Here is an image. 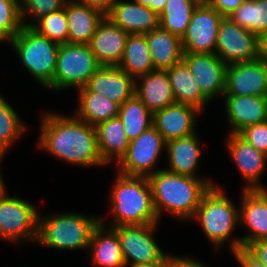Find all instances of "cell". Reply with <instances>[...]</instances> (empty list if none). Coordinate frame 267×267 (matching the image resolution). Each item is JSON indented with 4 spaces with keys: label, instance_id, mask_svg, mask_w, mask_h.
<instances>
[{
    "label": "cell",
    "instance_id": "6da1fadb",
    "mask_svg": "<svg viewBox=\"0 0 267 267\" xmlns=\"http://www.w3.org/2000/svg\"><path fill=\"white\" fill-rule=\"evenodd\" d=\"M37 147L75 167H106L97 144L95 126L73 115L47 112L41 115Z\"/></svg>",
    "mask_w": 267,
    "mask_h": 267
},
{
    "label": "cell",
    "instance_id": "7a4b0ae2",
    "mask_svg": "<svg viewBox=\"0 0 267 267\" xmlns=\"http://www.w3.org/2000/svg\"><path fill=\"white\" fill-rule=\"evenodd\" d=\"M147 178L159 221L164 212L172 215L178 222L190 220L204 194L216 184L211 178L174 174L164 168Z\"/></svg>",
    "mask_w": 267,
    "mask_h": 267
},
{
    "label": "cell",
    "instance_id": "3957f363",
    "mask_svg": "<svg viewBox=\"0 0 267 267\" xmlns=\"http://www.w3.org/2000/svg\"><path fill=\"white\" fill-rule=\"evenodd\" d=\"M108 201L113 221L100 222L108 227L159 223L154 209L149 180L144 176H128L116 170ZM107 223H109L107 225Z\"/></svg>",
    "mask_w": 267,
    "mask_h": 267
},
{
    "label": "cell",
    "instance_id": "277c9868",
    "mask_svg": "<svg viewBox=\"0 0 267 267\" xmlns=\"http://www.w3.org/2000/svg\"><path fill=\"white\" fill-rule=\"evenodd\" d=\"M192 220L199 221L203 234L216 250L226 242L231 252L241 248V237H232L239 226V206L227 197L218 184L211 186L204 194Z\"/></svg>",
    "mask_w": 267,
    "mask_h": 267
},
{
    "label": "cell",
    "instance_id": "5b68a950",
    "mask_svg": "<svg viewBox=\"0 0 267 267\" xmlns=\"http://www.w3.org/2000/svg\"><path fill=\"white\" fill-rule=\"evenodd\" d=\"M101 216L78 212L39 214L37 245L48 249L88 251L91 235Z\"/></svg>",
    "mask_w": 267,
    "mask_h": 267
},
{
    "label": "cell",
    "instance_id": "8992f818",
    "mask_svg": "<svg viewBox=\"0 0 267 267\" xmlns=\"http://www.w3.org/2000/svg\"><path fill=\"white\" fill-rule=\"evenodd\" d=\"M9 43L30 76L46 89L53 81L60 44L27 26Z\"/></svg>",
    "mask_w": 267,
    "mask_h": 267
},
{
    "label": "cell",
    "instance_id": "52a82bcc",
    "mask_svg": "<svg viewBox=\"0 0 267 267\" xmlns=\"http://www.w3.org/2000/svg\"><path fill=\"white\" fill-rule=\"evenodd\" d=\"M99 67L89 44H60L53 81L47 89L64 92L83 88Z\"/></svg>",
    "mask_w": 267,
    "mask_h": 267
},
{
    "label": "cell",
    "instance_id": "ba28073f",
    "mask_svg": "<svg viewBox=\"0 0 267 267\" xmlns=\"http://www.w3.org/2000/svg\"><path fill=\"white\" fill-rule=\"evenodd\" d=\"M39 214L35 204L20 196H11L6 190L0 195V240L18 246L22 242L36 244Z\"/></svg>",
    "mask_w": 267,
    "mask_h": 267
},
{
    "label": "cell",
    "instance_id": "9c48e42d",
    "mask_svg": "<svg viewBox=\"0 0 267 267\" xmlns=\"http://www.w3.org/2000/svg\"><path fill=\"white\" fill-rule=\"evenodd\" d=\"M165 149L166 141L155 127L151 126L129 142L127 152L116 164V169L124 175L148 177L161 170L155 166Z\"/></svg>",
    "mask_w": 267,
    "mask_h": 267
},
{
    "label": "cell",
    "instance_id": "30bf717a",
    "mask_svg": "<svg viewBox=\"0 0 267 267\" xmlns=\"http://www.w3.org/2000/svg\"><path fill=\"white\" fill-rule=\"evenodd\" d=\"M159 223L112 227L118 234L126 267L161 262L165 253L154 238Z\"/></svg>",
    "mask_w": 267,
    "mask_h": 267
},
{
    "label": "cell",
    "instance_id": "8fae6325",
    "mask_svg": "<svg viewBox=\"0 0 267 267\" xmlns=\"http://www.w3.org/2000/svg\"><path fill=\"white\" fill-rule=\"evenodd\" d=\"M215 54L226 65L256 60L258 36L224 17L218 28Z\"/></svg>",
    "mask_w": 267,
    "mask_h": 267
},
{
    "label": "cell",
    "instance_id": "7c38bea8",
    "mask_svg": "<svg viewBox=\"0 0 267 267\" xmlns=\"http://www.w3.org/2000/svg\"><path fill=\"white\" fill-rule=\"evenodd\" d=\"M223 18L206 0H202L181 39L183 52L215 53L218 28Z\"/></svg>",
    "mask_w": 267,
    "mask_h": 267
},
{
    "label": "cell",
    "instance_id": "4fadbf2b",
    "mask_svg": "<svg viewBox=\"0 0 267 267\" xmlns=\"http://www.w3.org/2000/svg\"><path fill=\"white\" fill-rule=\"evenodd\" d=\"M225 148L246 182L241 190L267 189L260 181L266 172L267 154L255 149L238 133H227Z\"/></svg>",
    "mask_w": 267,
    "mask_h": 267
},
{
    "label": "cell",
    "instance_id": "5bb4252c",
    "mask_svg": "<svg viewBox=\"0 0 267 267\" xmlns=\"http://www.w3.org/2000/svg\"><path fill=\"white\" fill-rule=\"evenodd\" d=\"M183 61L210 102L217 97L223 98L227 65L215 53H184Z\"/></svg>",
    "mask_w": 267,
    "mask_h": 267
},
{
    "label": "cell",
    "instance_id": "9a60e30c",
    "mask_svg": "<svg viewBox=\"0 0 267 267\" xmlns=\"http://www.w3.org/2000/svg\"><path fill=\"white\" fill-rule=\"evenodd\" d=\"M239 201V225L248 230L241 237V247L267 239V189L242 190Z\"/></svg>",
    "mask_w": 267,
    "mask_h": 267
},
{
    "label": "cell",
    "instance_id": "2e32d148",
    "mask_svg": "<svg viewBox=\"0 0 267 267\" xmlns=\"http://www.w3.org/2000/svg\"><path fill=\"white\" fill-rule=\"evenodd\" d=\"M78 92H92L122 105L135 94V79L118 66H100Z\"/></svg>",
    "mask_w": 267,
    "mask_h": 267
},
{
    "label": "cell",
    "instance_id": "e0dca14e",
    "mask_svg": "<svg viewBox=\"0 0 267 267\" xmlns=\"http://www.w3.org/2000/svg\"><path fill=\"white\" fill-rule=\"evenodd\" d=\"M202 111L182 103H174L153 113V126L167 142L196 133V121Z\"/></svg>",
    "mask_w": 267,
    "mask_h": 267
},
{
    "label": "cell",
    "instance_id": "ac0fdd59",
    "mask_svg": "<svg viewBox=\"0 0 267 267\" xmlns=\"http://www.w3.org/2000/svg\"><path fill=\"white\" fill-rule=\"evenodd\" d=\"M129 34L106 16L98 24L89 46L100 66H118Z\"/></svg>",
    "mask_w": 267,
    "mask_h": 267
},
{
    "label": "cell",
    "instance_id": "d6986e66",
    "mask_svg": "<svg viewBox=\"0 0 267 267\" xmlns=\"http://www.w3.org/2000/svg\"><path fill=\"white\" fill-rule=\"evenodd\" d=\"M223 102L228 133H239L245 127L267 121V97L224 95Z\"/></svg>",
    "mask_w": 267,
    "mask_h": 267
},
{
    "label": "cell",
    "instance_id": "ffe728a7",
    "mask_svg": "<svg viewBox=\"0 0 267 267\" xmlns=\"http://www.w3.org/2000/svg\"><path fill=\"white\" fill-rule=\"evenodd\" d=\"M224 95L267 97L263 61L256 59L227 65Z\"/></svg>",
    "mask_w": 267,
    "mask_h": 267
},
{
    "label": "cell",
    "instance_id": "44dd1931",
    "mask_svg": "<svg viewBox=\"0 0 267 267\" xmlns=\"http://www.w3.org/2000/svg\"><path fill=\"white\" fill-rule=\"evenodd\" d=\"M106 17L128 34H146L159 26V15L133 0H117Z\"/></svg>",
    "mask_w": 267,
    "mask_h": 267
},
{
    "label": "cell",
    "instance_id": "7402d4cb",
    "mask_svg": "<svg viewBox=\"0 0 267 267\" xmlns=\"http://www.w3.org/2000/svg\"><path fill=\"white\" fill-rule=\"evenodd\" d=\"M199 140L196 132L187 137L167 141L165 155L168 167L165 170L174 174L199 177L198 167L203 154Z\"/></svg>",
    "mask_w": 267,
    "mask_h": 267
},
{
    "label": "cell",
    "instance_id": "603a6c76",
    "mask_svg": "<svg viewBox=\"0 0 267 267\" xmlns=\"http://www.w3.org/2000/svg\"><path fill=\"white\" fill-rule=\"evenodd\" d=\"M135 95L152 113L175 103L168 73L163 70L136 78Z\"/></svg>",
    "mask_w": 267,
    "mask_h": 267
},
{
    "label": "cell",
    "instance_id": "cb8c5ba5",
    "mask_svg": "<svg viewBox=\"0 0 267 267\" xmlns=\"http://www.w3.org/2000/svg\"><path fill=\"white\" fill-rule=\"evenodd\" d=\"M88 252L93 267H126L117 232L101 222L93 230Z\"/></svg>",
    "mask_w": 267,
    "mask_h": 267
},
{
    "label": "cell",
    "instance_id": "d4e9b609",
    "mask_svg": "<svg viewBox=\"0 0 267 267\" xmlns=\"http://www.w3.org/2000/svg\"><path fill=\"white\" fill-rule=\"evenodd\" d=\"M105 16L77 0L66 2L68 43L89 44L98 24Z\"/></svg>",
    "mask_w": 267,
    "mask_h": 267
},
{
    "label": "cell",
    "instance_id": "484cf974",
    "mask_svg": "<svg viewBox=\"0 0 267 267\" xmlns=\"http://www.w3.org/2000/svg\"><path fill=\"white\" fill-rule=\"evenodd\" d=\"M155 70L166 71L183 60L182 41L158 26L145 34Z\"/></svg>",
    "mask_w": 267,
    "mask_h": 267
},
{
    "label": "cell",
    "instance_id": "4316f807",
    "mask_svg": "<svg viewBox=\"0 0 267 267\" xmlns=\"http://www.w3.org/2000/svg\"><path fill=\"white\" fill-rule=\"evenodd\" d=\"M119 117L111 118L95 126L100 156L107 165H115L126 154L129 140Z\"/></svg>",
    "mask_w": 267,
    "mask_h": 267
},
{
    "label": "cell",
    "instance_id": "83f0119b",
    "mask_svg": "<svg viewBox=\"0 0 267 267\" xmlns=\"http://www.w3.org/2000/svg\"><path fill=\"white\" fill-rule=\"evenodd\" d=\"M176 103L192 105L202 112L210 101L202 94L187 64L182 60L166 70Z\"/></svg>",
    "mask_w": 267,
    "mask_h": 267
},
{
    "label": "cell",
    "instance_id": "f1b7e54d",
    "mask_svg": "<svg viewBox=\"0 0 267 267\" xmlns=\"http://www.w3.org/2000/svg\"><path fill=\"white\" fill-rule=\"evenodd\" d=\"M75 116L90 125L118 117L120 105L108 97L92 92H78Z\"/></svg>",
    "mask_w": 267,
    "mask_h": 267
},
{
    "label": "cell",
    "instance_id": "f546056e",
    "mask_svg": "<svg viewBox=\"0 0 267 267\" xmlns=\"http://www.w3.org/2000/svg\"><path fill=\"white\" fill-rule=\"evenodd\" d=\"M118 67L134 79L155 71L145 34H129Z\"/></svg>",
    "mask_w": 267,
    "mask_h": 267
},
{
    "label": "cell",
    "instance_id": "4dcf8cb0",
    "mask_svg": "<svg viewBox=\"0 0 267 267\" xmlns=\"http://www.w3.org/2000/svg\"><path fill=\"white\" fill-rule=\"evenodd\" d=\"M118 117L129 141L153 126V113L135 94L120 105Z\"/></svg>",
    "mask_w": 267,
    "mask_h": 267
},
{
    "label": "cell",
    "instance_id": "1f68e13d",
    "mask_svg": "<svg viewBox=\"0 0 267 267\" xmlns=\"http://www.w3.org/2000/svg\"><path fill=\"white\" fill-rule=\"evenodd\" d=\"M202 0H167L159 15V26L177 35H185L193 12Z\"/></svg>",
    "mask_w": 267,
    "mask_h": 267
},
{
    "label": "cell",
    "instance_id": "d6a6232c",
    "mask_svg": "<svg viewBox=\"0 0 267 267\" xmlns=\"http://www.w3.org/2000/svg\"><path fill=\"white\" fill-rule=\"evenodd\" d=\"M228 18L259 36L267 32V0H245Z\"/></svg>",
    "mask_w": 267,
    "mask_h": 267
},
{
    "label": "cell",
    "instance_id": "836d02e7",
    "mask_svg": "<svg viewBox=\"0 0 267 267\" xmlns=\"http://www.w3.org/2000/svg\"><path fill=\"white\" fill-rule=\"evenodd\" d=\"M29 129L28 125L0 94V151L6 153L15 142Z\"/></svg>",
    "mask_w": 267,
    "mask_h": 267
},
{
    "label": "cell",
    "instance_id": "e575fe53",
    "mask_svg": "<svg viewBox=\"0 0 267 267\" xmlns=\"http://www.w3.org/2000/svg\"><path fill=\"white\" fill-rule=\"evenodd\" d=\"M31 28L38 34L58 43H68V22L65 7L38 19Z\"/></svg>",
    "mask_w": 267,
    "mask_h": 267
},
{
    "label": "cell",
    "instance_id": "d590c367",
    "mask_svg": "<svg viewBox=\"0 0 267 267\" xmlns=\"http://www.w3.org/2000/svg\"><path fill=\"white\" fill-rule=\"evenodd\" d=\"M23 26L20 0H0V35L9 42Z\"/></svg>",
    "mask_w": 267,
    "mask_h": 267
},
{
    "label": "cell",
    "instance_id": "8d00e7d4",
    "mask_svg": "<svg viewBox=\"0 0 267 267\" xmlns=\"http://www.w3.org/2000/svg\"><path fill=\"white\" fill-rule=\"evenodd\" d=\"M67 1L68 0H20L21 16L24 26L31 27L41 17L61 10L65 7ZM27 18H30V21L28 20L27 22Z\"/></svg>",
    "mask_w": 267,
    "mask_h": 267
},
{
    "label": "cell",
    "instance_id": "74e56055",
    "mask_svg": "<svg viewBox=\"0 0 267 267\" xmlns=\"http://www.w3.org/2000/svg\"><path fill=\"white\" fill-rule=\"evenodd\" d=\"M238 134L255 149L267 154V121L249 125Z\"/></svg>",
    "mask_w": 267,
    "mask_h": 267
},
{
    "label": "cell",
    "instance_id": "f35d334b",
    "mask_svg": "<svg viewBox=\"0 0 267 267\" xmlns=\"http://www.w3.org/2000/svg\"><path fill=\"white\" fill-rule=\"evenodd\" d=\"M239 266L241 267H266L255 255H253L247 248H238L232 251Z\"/></svg>",
    "mask_w": 267,
    "mask_h": 267
},
{
    "label": "cell",
    "instance_id": "ab89813d",
    "mask_svg": "<svg viewBox=\"0 0 267 267\" xmlns=\"http://www.w3.org/2000/svg\"><path fill=\"white\" fill-rule=\"evenodd\" d=\"M223 17H228L236 11L245 0H206Z\"/></svg>",
    "mask_w": 267,
    "mask_h": 267
},
{
    "label": "cell",
    "instance_id": "60d3db41",
    "mask_svg": "<svg viewBox=\"0 0 267 267\" xmlns=\"http://www.w3.org/2000/svg\"><path fill=\"white\" fill-rule=\"evenodd\" d=\"M170 267H208L205 263L189 256L170 254Z\"/></svg>",
    "mask_w": 267,
    "mask_h": 267
},
{
    "label": "cell",
    "instance_id": "b9f144b4",
    "mask_svg": "<svg viewBox=\"0 0 267 267\" xmlns=\"http://www.w3.org/2000/svg\"><path fill=\"white\" fill-rule=\"evenodd\" d=\"M247 249L267 267V239L253 242Z\"/></svg>",
    "mask_w": 267,
    "mask_h": 267
},
{
    "label": "cell",
    "instance_id": "7bdbcfd3",
    "mask_svg": "<svg viewBox=\"0 0 267 267\" xmlns=\"http://www.w3.org/2000/svg\"><path fill=\"white\" fill-rule=\"evenodd\" d=\"M78 2L100 11L106 16L117 0H77Z\"/></svg>",
    "mask_w": 267,
    "mask_h": 267
},
{
    "label": "cell",
    "instance_id": "ee69618b",
    "mask_svg": "<svg viewBox=\"0 0 267 267\" xmlns=\"http://www.w3.org/2000/svg\"><path fill=\"white\" fill-rule=\"evenodd\" d=\"M133 1L145 7H149L157 15L161 14L167 2V0H133Z\"/></svg>",
    "mask_w": 267,
    "mask_h": 267
},
{
    "label": "cell",
    "instance_id": "f6af8a7d",
    "mask_svg": "<svg viewBox=\"0 0 267 267\" xmlns=\"http://www.w3.org/2000/svg\"><path fill=\"white\" fill-rule=\"evenodd\" d=\"M258 59L267 62V32L258 36Z\"/></svg>",
    "mask_w": 267,
    "mask_h": 267
},
{
    "label": "cell",
    "instance_id": "bcb514c9",
    "mask_svg": "<svg viewBox=\"0 0 267 267\" xmlns=\"http://www.w3.org/2000/svg\"><path fill=\"white\" fill-rule=\"evenodd\" d=\"M131 267H170V254H168L161 262L133 265Z\"/></svg>",
    "mask_w": 267,
    "mask_h": 267
},
{
    "label": "cell",
    "instance_id": "7dc6e473",
    "mask_svg": "<svg viewBox=\"0 0 267 267\" xmlns=\"http://www.w3.org/2000/svg\"><path fill=\"white\" fill-rule=\"evenodd\" d=\"M5 156H0V162L3 160ZM3 174L0 171V195H2L6 190V184H5V180H3Z\"/></svg>",
    "mask_w": 267,
    "mask_h": 267
},
{
    "label": "cell",
    "instance_id": "c3c4849f",
    "mask_svg": "<svg viewBox=\"0 0 267 267\" xmlns=\"http://www.w3.org/2000/svg\"><path fill=\"white\" fill-rule=\"evenodd\" d=\"M263 74H264V81L266 86V94H267V62L263 61Z\"/></svg>",
    "mask_w": 267,
    "mask_h": 267
},
{
    "label": "cell",
    "instance_id": "681fc988",
    "mask_svg": "<svg viewBox=\"0 0 267 267\" xmlns=\"http://www.w3.org/2000/svg\"><path fill=\"white\" fill-rule=\"evenodd\" d=\"M7 43V41L0 35V43Z\"/></svg>",
    "mask_w": 267,
    "mask_h": 267
}]
</instances>
